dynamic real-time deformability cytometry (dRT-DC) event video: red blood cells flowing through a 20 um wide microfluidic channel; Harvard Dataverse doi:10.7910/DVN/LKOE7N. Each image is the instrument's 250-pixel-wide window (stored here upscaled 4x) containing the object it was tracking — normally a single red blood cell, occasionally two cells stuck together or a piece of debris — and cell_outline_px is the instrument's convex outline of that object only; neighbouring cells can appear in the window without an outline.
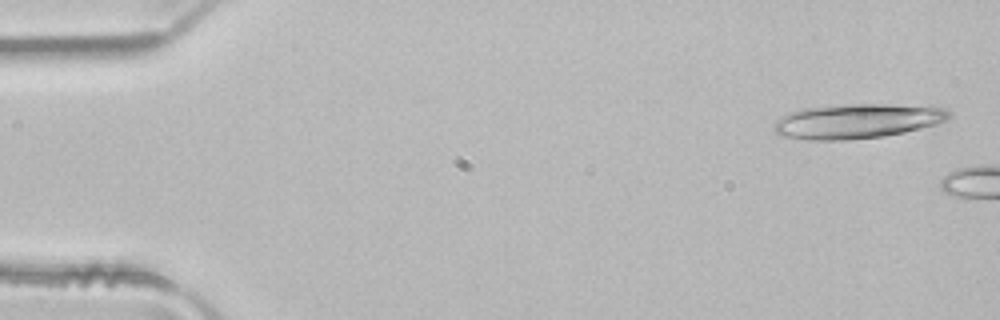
{"species": "common noctule bat (a hibernating species)", "species_latin": "Nyctalus noctula", "temperature_condition": "room temperature", "stored_images_in_passage": 2, "camera_frame_rate_fps": 3000, "um_per_image_px": 0.085, "animal": {"sex": "male", "body_mass_g": 21.5, "forearm_length_mm": 52.0}, "frame": {"image": 1, "passage_image": 1, "time_ms": 0.0, "image_size_px": [1000, 320], "cell_outline_px": [[952, 112], [944, 120], [936, 124], [904, 132], [884, 136], [848, 140], [808, 140], [780, 136], [772, 128], [776, 120], [780, 116], [788, 112], [800, 108], [852, 104], [932, 104], [944, 108]], "centroid_in_image_um": [72.86, 10.28], "position_along_channel_um": 12.1, "area_um2": 36.01}}